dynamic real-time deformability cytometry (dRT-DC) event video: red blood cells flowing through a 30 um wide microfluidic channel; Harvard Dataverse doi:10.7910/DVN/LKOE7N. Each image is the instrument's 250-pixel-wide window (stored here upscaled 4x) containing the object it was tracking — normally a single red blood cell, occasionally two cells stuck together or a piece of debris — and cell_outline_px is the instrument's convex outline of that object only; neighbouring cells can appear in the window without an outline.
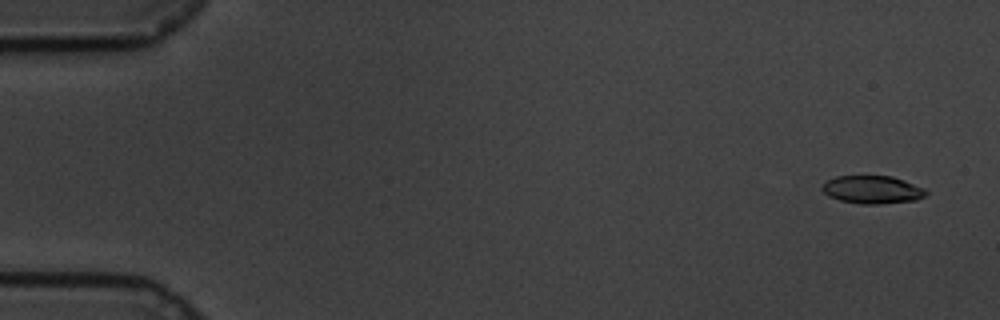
{"species": "common noctule bat (a hibernating species)", "species_latin": "Nyctalus noctula", "temperature_condition": "cold", "stored_images_in_passage": 12, "camera_frame_rate_fps": 3000, "um_per_image_px": 0.085, "animal": {"sex": "male", "body_mass_g": 19.5, "forearm_length_mm": 54.6}, "frame": {"image": 1, "passage_image": 3, "time_ms": 0.667, "image_size_px": [1000, 320], "cell_outline_px": [[928, 192], [924, 196], [916, 200], [880, 204], [860, 204], [840, 200], [828, 196], [820, 188], [820, 184], [836, 176], [892, 176], [924, 188]], "centroid_in_image_um": [74.11, 16.12], "position_along_channel_um": 10.9, "area_um2": 16.94}}